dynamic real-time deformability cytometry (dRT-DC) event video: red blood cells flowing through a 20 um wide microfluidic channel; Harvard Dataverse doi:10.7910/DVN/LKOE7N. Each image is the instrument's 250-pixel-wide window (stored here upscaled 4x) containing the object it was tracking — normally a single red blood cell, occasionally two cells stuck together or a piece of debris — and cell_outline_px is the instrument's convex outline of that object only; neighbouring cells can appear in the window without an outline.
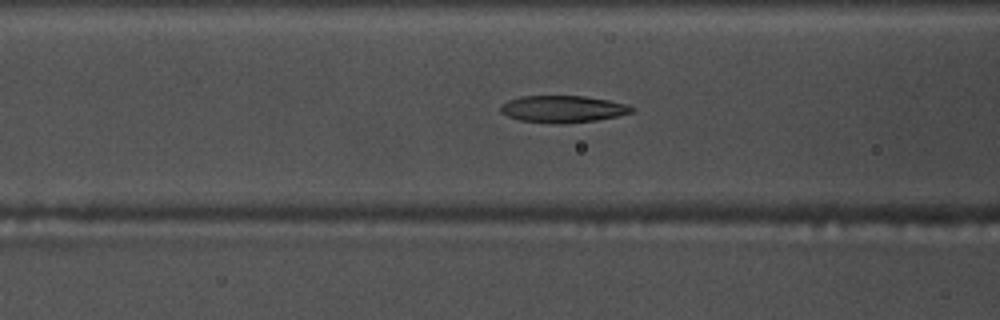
{"species": "common noctule bat (a hibernating species)", "species_latin": "Nyctalus noctula", "temperature_condition": "warm", "stored_images_in_passage": 55, "camera_frame_rate_fps": 3000, "um_per_image_px": 0.085, "animal": {"sex": "male", "body_mass_g": 17.5, "forearm_length_mm": 52.3}, "frame": {"image": 1, "passage_image": 22, "time_ms": 7.0, "image_size_px": [1000, 320], "cell_outline_px": [[636, 112], [596, 120], [564, 124], [556, 124], [520, 120], [508, 116], [500, 112], [500, 104], [508, 100], [520, 96], [584, 96], [608, 100], [628, 104], [636, 108]], "centroid_in_image_um": [47.86, 9.27], "position_along_channel_um": 118.7, "area_um2": 20.81}}
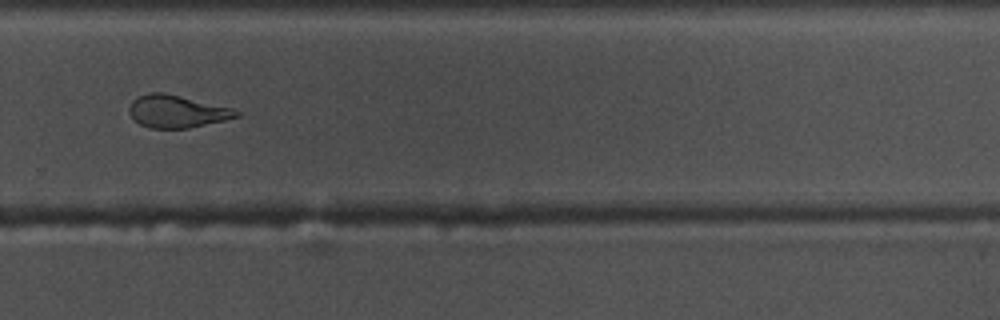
{"frame": {"image": 2, "passage_image": 38, "time_ms": 12.333, "image_size_px": [1000, 320], "cell_outline_px": [[240, 116], [224, 120], [188, 128], [148, 128], [140, 124], [128, 112], [128, 108], [132, 100], [140, 96], [152, 92], [164, 92], [232, 108], [240, 112]], "centroid_in_image_um": [15.02, 9.47], "position_along_channel_um": 314.8, "area_um2": 20.11}}
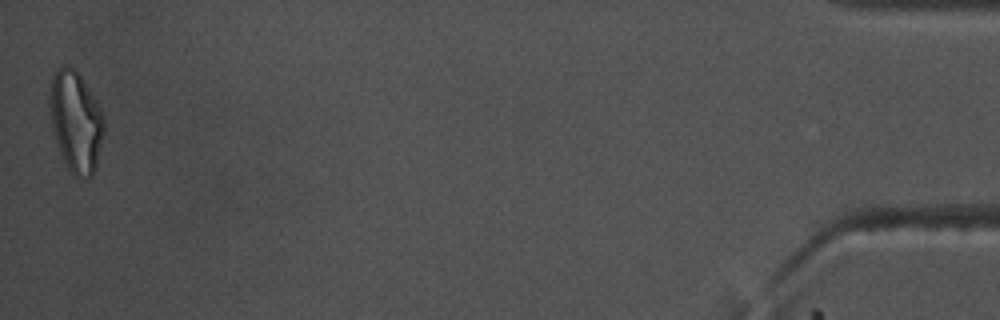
{"frame": {"image": 3, "passage_image": 55, "time_ms": 18.0, "image_size_px": [1000, 320], "cell_outline_px": [[104, 128], [96, 168], [92, 176], [88, 180], [80, 180], [68, 168], [60, 152], [56, 140], [52, 124], [48, 96], [52, 72], [56, 68], [64, 64], [68, 64], [80, 76], [92, 96], [104, 120]], "centroid_in_image_um": [6.41, 10.34], "position_along_channel_um": 428.8, "area_um2": 31.62}, "authors_computed_cell_mechanics": {"area_um2": 21.2126, "velocity_mm_per_s": 3.6845, "shape_relaxation_time_tau1_ms": null, "shape_relaxation_time_tau2_ms": 1.3916, "deformation_change_tau1": null, "deformation_change_tau2": 0.089}}